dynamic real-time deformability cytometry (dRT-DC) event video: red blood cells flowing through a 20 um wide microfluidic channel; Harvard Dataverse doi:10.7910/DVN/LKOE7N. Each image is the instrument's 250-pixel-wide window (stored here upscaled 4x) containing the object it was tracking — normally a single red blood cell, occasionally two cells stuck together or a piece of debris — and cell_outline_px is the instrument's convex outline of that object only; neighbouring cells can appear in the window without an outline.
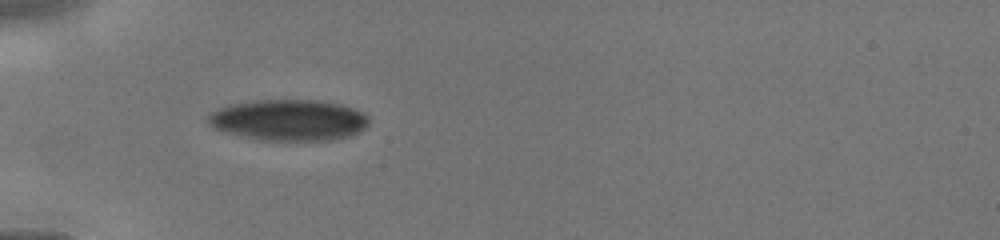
{"species": "human", "species_latin": "Homo sapiens", "temperature_condition": "cold", "stored_images_in_passage": 10, "camera_frame_rate_fps": 3000, "um_per_image_px": 0.085, "donor": {"sex": "male"}, "frame": {"image": 1, "passage_image": 9, "time_ms": 5.0, "image_size_px": [1000, 240], "cell_outline_px": [[368, 124], [364, 128], [348, 136], [332, 140], [264, 140], [224, 132], [212, 128], [208, 124], [208, 116], [212, 112], [228, 104], [252, 100], [316, 100], [340, 104], [364, 112], [368, 116]], "centroid_in_image_um": [24.52, 10.19], "position_along_channel_um": 60.5, "area_um2": 38.44}}
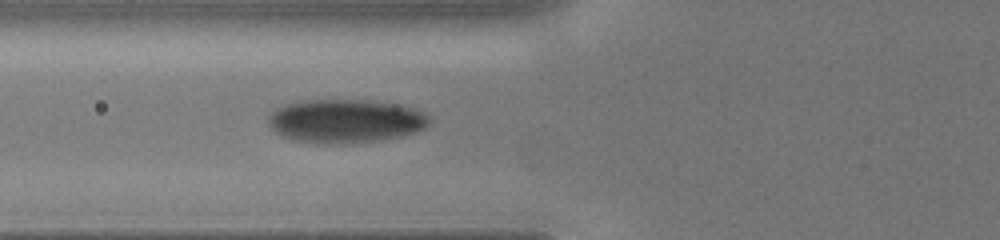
{"frame": {"image": 2, "passage_image": 10, "time_ms": 6.0, "image_size_px": [1000, 240], "cell_outline_px": [[428, 124], [424, 128], [400, 136], [376, 140], [344, 144], [316, 144], [292, 140], [276, 132], [268, 124], [268, 116], [276, 108], [284, 104], [300, 100], [364, 100], [392, 104], [412, 108], [424, 112], [428, 116]], "centroid_in_image_um": [29.28, 10.29], "position_along_channel_um": 96.5, "area_um2": 40.75}}